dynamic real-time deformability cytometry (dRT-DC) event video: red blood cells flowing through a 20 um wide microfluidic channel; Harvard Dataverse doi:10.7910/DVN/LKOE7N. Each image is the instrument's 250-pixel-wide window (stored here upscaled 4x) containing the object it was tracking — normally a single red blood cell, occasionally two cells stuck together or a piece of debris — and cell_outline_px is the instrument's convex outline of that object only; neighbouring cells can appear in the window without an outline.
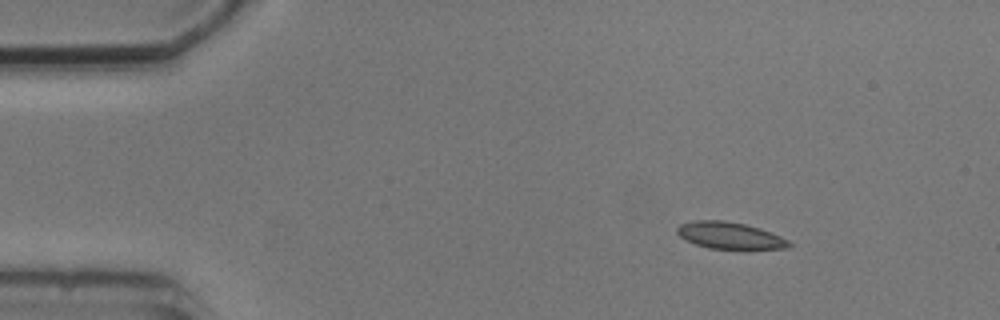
{"species": "common noctule bat (a hibernating species)", "species_latin": "Nyctalus noctula", "temperature_condition": "cold", "stored_images_in_passage": 3, "camera_frame_rate_fps": 3000, "um_per_image_px": 0.085, "animal": {"sex": "male", "body_mass_g": 20.5, "forearm_length_mm": 52.5}, "frame": {"image": 1, "passage_image": 1, "time_ms": 0.0, "image_size_px": [1000, 320], "cell_outline_px": [[792, 244], [784, 248], [708, 248], [696, 244], [680, 236], [676, 232], [676, 228], [680, 224], [696, 220], [724, 220], [744, 224], [760, 228], [780, 236], [788, 240]], "centroid_in_image_um": [61.99, 20.0], "position_along_channel_um": 23.0, "area_um2": 17.05}}